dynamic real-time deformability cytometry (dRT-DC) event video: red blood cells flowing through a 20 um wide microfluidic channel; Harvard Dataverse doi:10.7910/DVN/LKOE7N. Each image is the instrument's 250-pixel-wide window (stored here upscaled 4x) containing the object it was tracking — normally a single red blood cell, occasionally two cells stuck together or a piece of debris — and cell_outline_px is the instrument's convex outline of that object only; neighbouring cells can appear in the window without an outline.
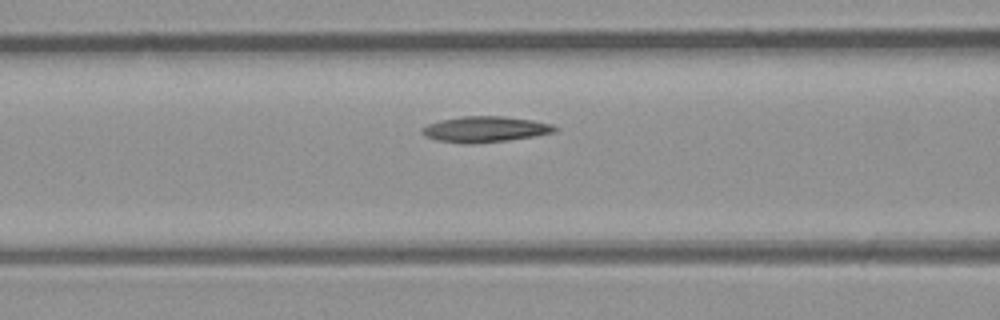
{"species": "common noctule bat (a hibernating species)", "species_latin": "Nyctalus noctula", "temperature_condition": "room temperature", "stored_images_in_passage": 8, "camera_frame_rate_fps": 3000, "um_per_image_px": 0.085, "animal": {"sex": "male", "body_mass_g": 23.1, "forearm_length_mm": 52.7}, "frame": {"image": 1, "passage_image": 6, "time_ms": 1.667, "image_size_px": [1000, 320], "cell_outline_px": [[556, 132], [536, 136], [508, 140], [472, 144], [460, 144], [436, 140], [424, 136], [420, 132], [420, 128], [428, 124], [440, 120], [464, 116], [504, 116], [532, 120], [552, 124], [556, 128]], "centroid_in_image_um": [41.19, 11.0], "position_along_channel_um": 125.4, "area_um2": 20.17}}